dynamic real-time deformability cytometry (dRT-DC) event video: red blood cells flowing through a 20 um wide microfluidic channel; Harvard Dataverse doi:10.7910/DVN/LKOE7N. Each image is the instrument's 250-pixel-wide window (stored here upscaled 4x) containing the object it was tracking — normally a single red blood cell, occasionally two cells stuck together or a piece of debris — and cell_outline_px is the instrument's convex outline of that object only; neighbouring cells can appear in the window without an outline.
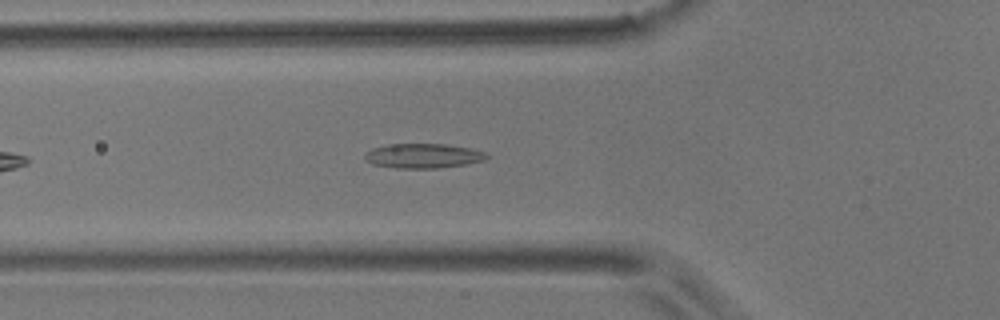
{"species": "common noctule bat (a hibernating species)", "species_latin": "Nyctalus noctula", "temperature_condition": "room temperature", "stored_images_in_passage": 45, "camera_frame_rate_fps": 3000, "um_per_image_px": 0.085, "animal": {"sex": "male", "body_mass_g": 17.9}, "frame": {"image": 1, "passage_image": 8, "time_ms": 2.333, "image_size_px": [1000, 320], "cell_outline_px": [[488, 156], [484, 160], [464, 164], [440, 168], [396, 168], [372, 164], [364, 160], [364, 156], [372, 148], [388, 144], [444, 144], [468, 148], [488, 152]], "centroid_in_image_um": [35.95, 13.25], "position_along_channel_um": 89.9, "area_um2": 17.4}}
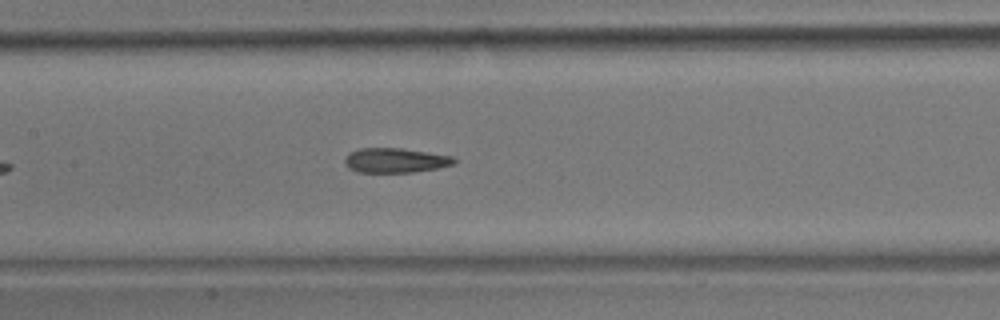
{"frame": {"image": 2, "passage_image": 15, "time_ms": 4.667, "image_size_px": [1000, 320], "cell_outline_px": [[456, 164], [436, 168], [412, 172], [356, 172], [348, 168], [344, 164], [344, 156], [348, 152], [360, 148], [400, 148], [452, 156], [456, 160]], "centroid_in_image_um": [33.54, 13.63], "position_along_channel_um": 173.9, "area_um2": 15.78}}
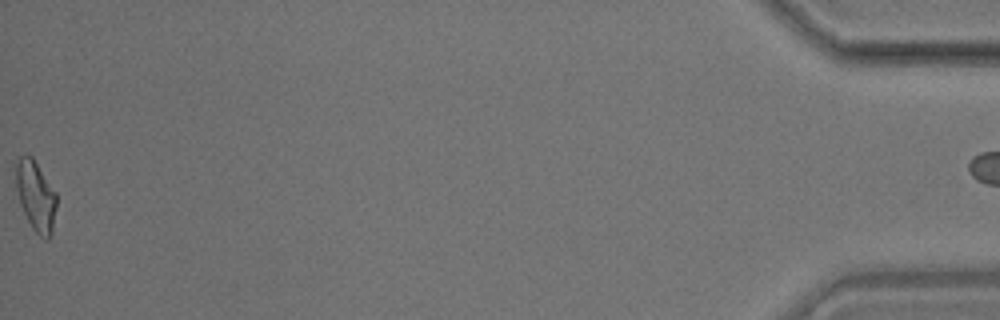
{"frame": {"image": 3, "passage_image": 45, "time_ms": 14.667, "image_size_px": [1000, 320], "cell_outline_px": [[56, 208], [52, 232], [48, 240], [44, 240], [32, 228], [20, 204], [16, 188], [16, 164], [20, 156], [32, 156], [56, 192]], "centroid_in_image_um": [3.05, 16.68], "position_along_channel_um": 432.1, "area_um2": 16.47}, "authors_computed_cell_mechanics": {"area_um2": 16.3574, "velocity_mm_per_s": 3.5625, "shape_relaxation_time_tau1_ms": null, "shape_relaxation_time_tau2_ms": 2.5221, "deformation_change_tau1": null, "deformation_change_tau2": 0.1007}}